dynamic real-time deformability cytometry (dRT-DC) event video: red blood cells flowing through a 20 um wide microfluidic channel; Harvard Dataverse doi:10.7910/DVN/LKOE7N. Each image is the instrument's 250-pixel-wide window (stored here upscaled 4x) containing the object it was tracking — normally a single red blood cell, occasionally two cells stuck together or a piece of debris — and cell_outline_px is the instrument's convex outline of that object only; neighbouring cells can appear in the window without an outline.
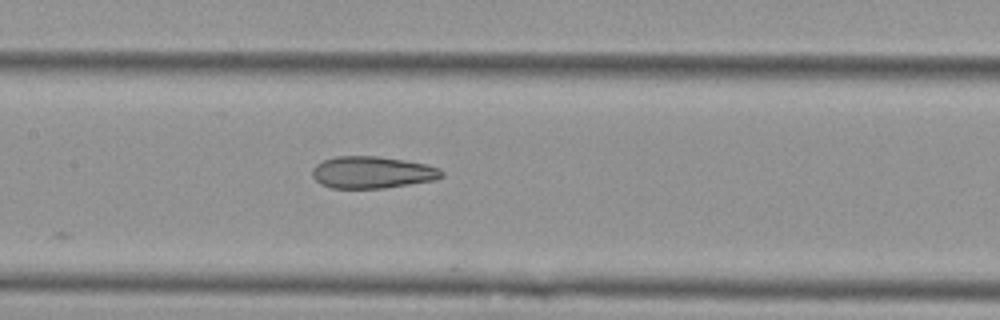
{"species": "Egyptian fruit bat (a non-hibernating species)", "species_latin": "Rousettus aegyptiacus", "temperature_condition": "cold", "stored_images_in_passage": 5, "segment_of_instrument_passage": [1, 2], "camera_frame_rate_fps": 3000, "um_per_image_px": 0.085, "animal": {"sex": "female"}, "frame": {"image": 1, "passage_image": 4, "time_ms": 4.667, "image_size_px": [1000, 320], "cell_outline_px": [[444, 176], [436, 180], [384, 188], [332, 188], [320, 184], [312, 176], [312, 168], [316, 164], [324, 160], [336, 156], [376, 156], [404, 160], [424, 164], [440, 168], [444, 172]], "centroid_in_image_um": [31.64, 14.65], "position_along_channel_um": 175.8, "area_um2": 24.16}}